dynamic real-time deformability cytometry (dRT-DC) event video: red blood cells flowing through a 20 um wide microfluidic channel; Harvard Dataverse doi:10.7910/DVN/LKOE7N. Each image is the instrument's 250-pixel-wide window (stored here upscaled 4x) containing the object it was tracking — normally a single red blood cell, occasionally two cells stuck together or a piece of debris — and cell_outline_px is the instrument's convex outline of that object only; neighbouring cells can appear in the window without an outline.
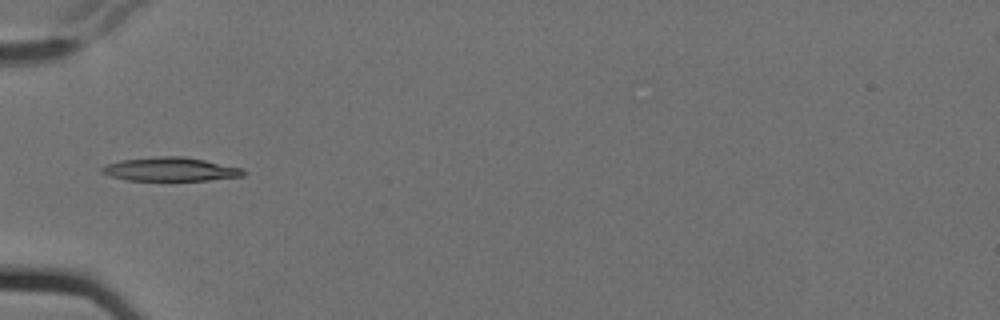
{"species": "Egyptian fruit bat (a non-hibernating species)", "species_latin": "Rousettus aegyptiacus", "temperature_condition": "cold", "stored_images_in_passage": 10, "camera_frame_rate_fps": 3000, "um_per_image_px": 0.085, "animal": {"sex": "female"}, "frame": {"image": 1, "passage_image": 5, "time_ms": 1.333, "image_size_px": [1000, 320], "cell_outline_px": [[248, 172], [244, 176], [208, 180], [124, 180], [108, 176], [100, 172], [100, 168], [108, 164], [120, 160], [156, 156], [180, 156], [204, 160], [244, 168]], "centroid_in_image_um": [14.49, 14.39], "position_along_channel_um": 70.5, "area_um2": 19.71}}
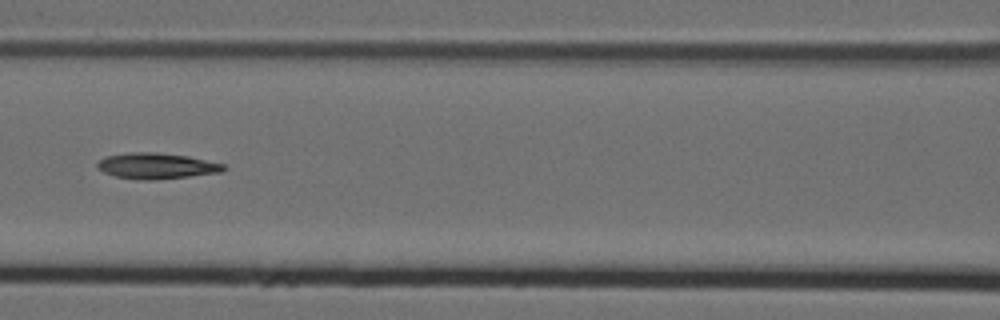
{"frame": {"image": 2, "passage_image": 7, "time_ms": 2.0, "image_size_px": [1000, 320], "cell_outline_px": [[228, 168], [224, 172], [152, 180], [140, 180], [116, 176], [104, 172], [96, 168], [96, 164], [104, 156], [132, 152], [156, 152], [188, 156], [224, 164]], "centroid_in_image_um": [13.31, 14.1], "position_along_channel_um": 153.3, "area_um2": 19.07}}
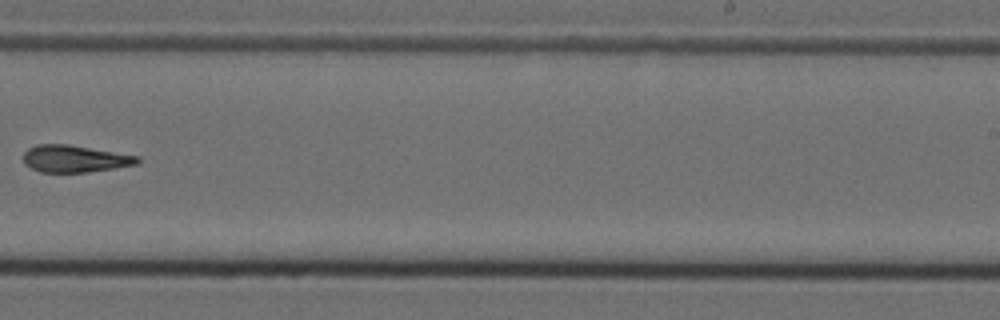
{"frame": {"image": 3, "passage_image": 10, "time_ms": 3.0, "image_size_px": [1000, 320], "cell_outline_px": [[140, 160], [136, 164], [116, 168], [88, 172], [40, 172], [24, 164], [24, 152], [28, 148], [36, 144], [68, 144], [140, 156]], "centroid_in_image_um": [6.35, 13.49], "position_along_channel_um": 282.6, "area_um2": 18.03}}